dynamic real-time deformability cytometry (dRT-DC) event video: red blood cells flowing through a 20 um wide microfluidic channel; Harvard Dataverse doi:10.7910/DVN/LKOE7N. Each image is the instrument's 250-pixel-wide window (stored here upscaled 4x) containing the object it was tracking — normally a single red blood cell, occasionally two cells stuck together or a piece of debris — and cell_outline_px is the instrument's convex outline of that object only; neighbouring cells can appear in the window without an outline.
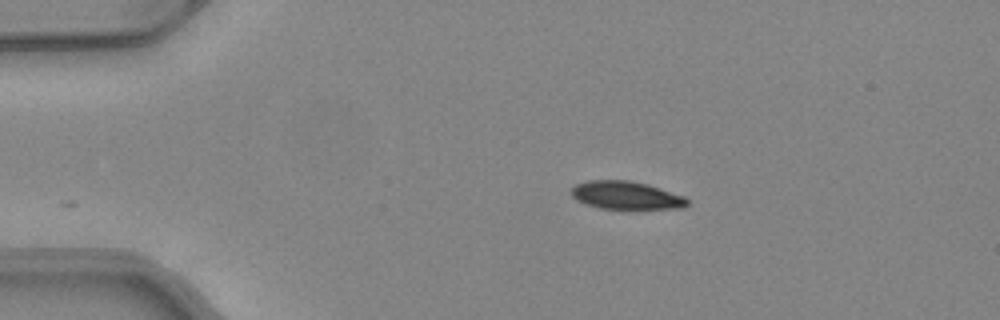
{"species": "common noctule bat (a hibernating species)", "species_latin": "Nyctalus noctula", "temperature_condition": "warm", "stored_images_in_passage": 41, "camera_frame_rate_fps": 3000, "um_per_image_px": 0.085, "animal": {"sex": "female", "body_mass_g": 24.6, "forearm_length_mm": 56.2}, "frame": {"image": 1, "passage_image": 1, "time_ms": 0.0, "image_size_px": [1000, 320], "cell_outline_px": [[688, 204], [684, 208], [600, 208], [576, 200], [568, 192], [576, 184], [588, 180], [628, 180], [648, 184], [684, 196], [688, 200]], "centroid_in_image_um": [53.19, 16.58], "position_along_channel_um": 31.8, "area_um2": 18.79}}
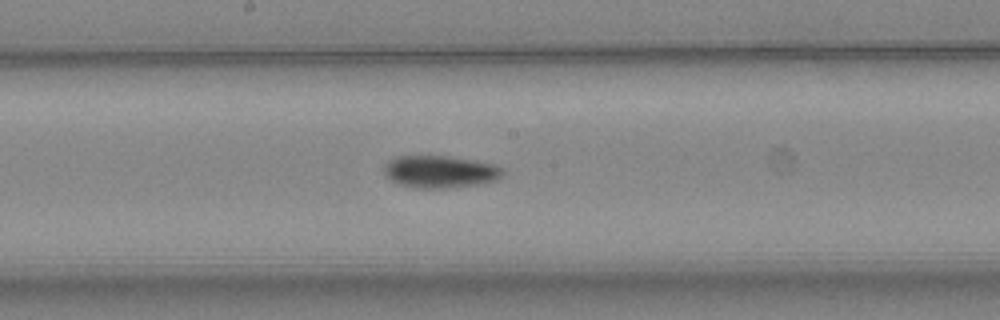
{"frame": {"image": 2, "passage_image": 18, "time_ms": 5.667, "image_size_px": [1000, 320], "cell_outline_px": [[504, 172], [496, 180], [480, 184], [444, 188], [412, 188], [400, 184], [384, 176], [384, 164], [388, 160], [396, 156], [448, 156], [496, 164]], "centroid_in_image_um": [37.36, 14.59], "position_along_channel_um": 210.8, "area_um2": 22.37}}
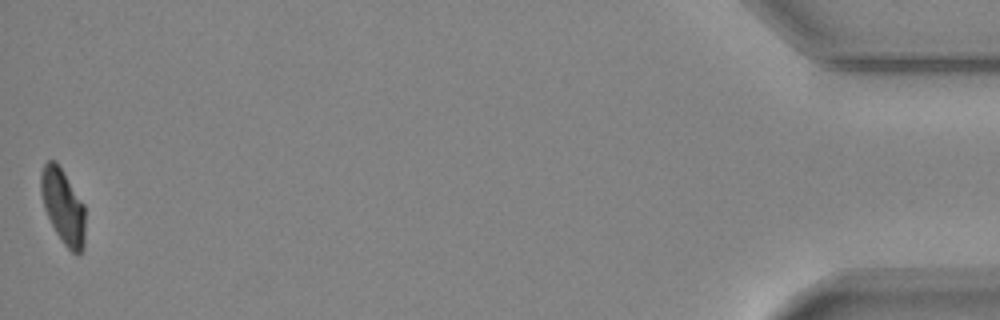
{"frame": {"image": 3, "passage_image": 41, "time_ms": 13.333, "image_size_px": [1000, 320], "cell_outline_px": [[84, 248], [80, 256], [76, 256], [64, 244], [56, 232], [44, 208], [40, 192], [40, 172], [44, 164], [48, 160], [56, 160], [84, 204]], "centroid_in_image_um": [5.35, 17.54], "position_along_channel_um": 429.8, "area_um2": 19.36}, "authors_computed_cell_mechanics": {"area_um2": 21.0392, "velocity_mm_per_s": 4.1336, "shape_relaxation_time_tau1_ms": 5.2096, "shape_relaxation_time_tau2_ms": 6.7068, "deformation_change_tau1": 0.1576, "deformation_change_tau2": 0.1135}}